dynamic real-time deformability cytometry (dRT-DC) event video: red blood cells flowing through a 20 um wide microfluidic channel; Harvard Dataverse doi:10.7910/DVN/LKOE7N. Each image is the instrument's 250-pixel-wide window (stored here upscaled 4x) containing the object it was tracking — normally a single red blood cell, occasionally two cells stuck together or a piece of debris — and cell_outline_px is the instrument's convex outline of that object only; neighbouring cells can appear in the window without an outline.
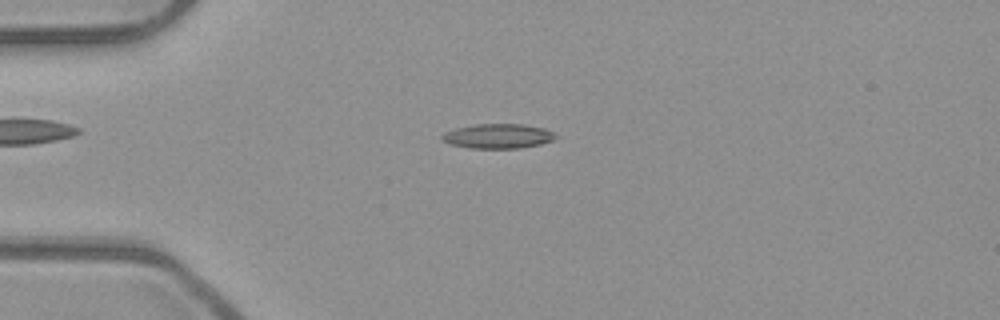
{"species": "common noctule bat (a hibernating species)", "species_latin": "Nyctalus noctula", "temperature_condition": "room temperature", "stored_images_in_passage": 52, "camera_frame_rate_fps": 3000, "um_per_image_px": 0.085, "animal": {"sex": "male", "body_mass_g": 23.1, "forearm_length_mm": 52.7}, "frame": {"image": 1, "passage_image": 13, "time_ms": 4.0, "image_size_px": [1000, 320], "cell_outline_px": [[556, 136], [552, 140], [540, 144], [520, 148], [468, 148], [448, 144], [440, 136], [444, 132], [456, 128], [476, 124], [524, 124], [544, 128], [552, 132]], "centroid_in_image_um": [42.29, 11.57], "position_along_channel_um": 42.7, "area_um2": 16.24}}
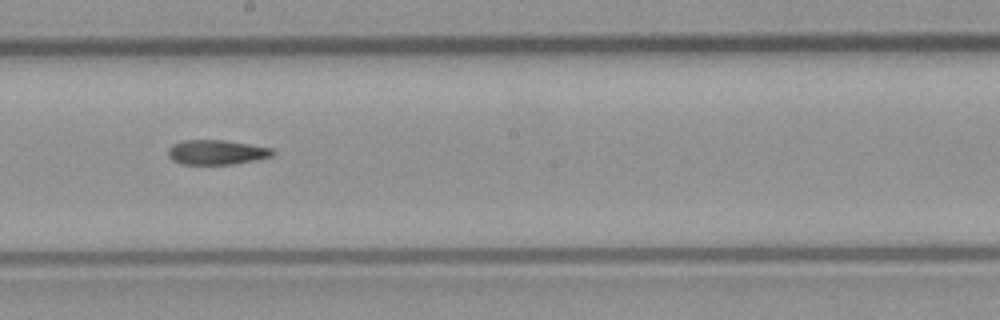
{"frame": {"image": 2, "passage_image": 29, "time_ms": 9.333, "image_size_px": [1000, 320], "cell_outline_px": [[276, 152], [272, 156], [232, 164], [184, 164], [172, 160], [168, 156], [168, 148], [172, 144], [184, 140], [224, 140], [272, 148]], "centroid_in_image_um": [18.38, 12.93], "position_along_channel_um": 229.8, "area_um2": 14.91}}
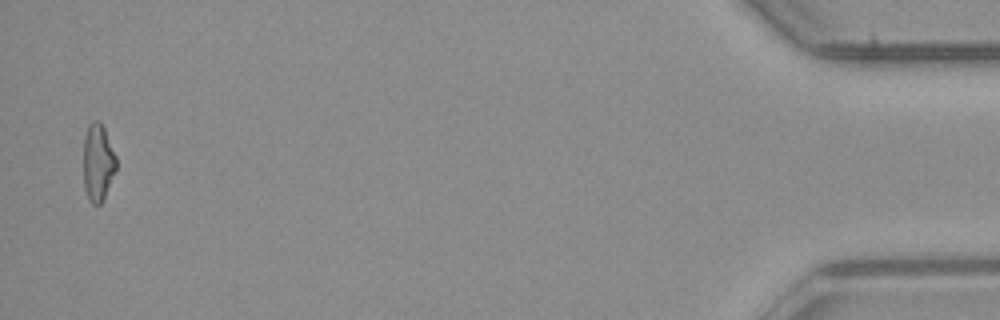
{"frame": {"image": 3, "passage_image": 51, "time_ms": 16.667, "image_size_px": [1000, 320], "cell_outline_px": [[116, 168], [104, 196], [100, 204], [92, 204], [88, 200], [84, 188], [84, 136], [88, 124], [92, 120], [100, 120], [104, 128], [116, 156]], "centroid_in_image_um": [8.3, 13.77], "position_along_channel_um": 426.9, "area_um2": 14.68}, "authors_computed_cell_mechanics": {"area_um2": 15.2881, "velocity_mm_per_s": 3.9576, "shape_relaxation_time_tau1_ms": null, "shape_relaxation_time_tau2_ms": 4.5351, "deformation_change_tau1": null, "deformation_change_tau2": 0.1522}}